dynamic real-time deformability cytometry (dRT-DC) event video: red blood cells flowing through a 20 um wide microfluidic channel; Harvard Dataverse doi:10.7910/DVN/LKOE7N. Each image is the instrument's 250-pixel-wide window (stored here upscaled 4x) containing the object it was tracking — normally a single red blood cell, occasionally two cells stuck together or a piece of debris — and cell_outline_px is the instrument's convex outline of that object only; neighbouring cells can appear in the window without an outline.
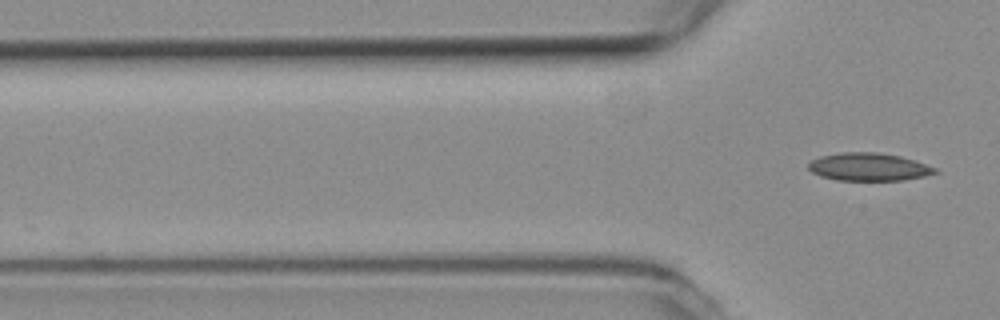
{"species": "common noctule bat (a hibernating species)", "species_latin": "Nyctalus noctula", "temperature_condition": "room temperature", "stored_images_in_passage": 4, "camera_frame_rate_fps": 3000, "um_per_image_px": 0.085, "animal": {"sex": "female", "body_mass_g": 19.3, "forearm_length_mm": 54.1}, "frame": {"image": 1, "passage_image": 4, "time_ms": 1.0, "image_size_px": [1000, 320], "cell_outline_px": [[936, 172], [924, 176], [904, 180], [836, 180], [820, 176], [812, 172], [808, 168], [808, 164], [812, 160], [820, 156], [840, 152], [880, 152], [900, 156], [936, 168]], "centroid_in_image_um": [73.79, 14.18], "position_along_channel_um": 52.0, "area_um2": 20.4}}